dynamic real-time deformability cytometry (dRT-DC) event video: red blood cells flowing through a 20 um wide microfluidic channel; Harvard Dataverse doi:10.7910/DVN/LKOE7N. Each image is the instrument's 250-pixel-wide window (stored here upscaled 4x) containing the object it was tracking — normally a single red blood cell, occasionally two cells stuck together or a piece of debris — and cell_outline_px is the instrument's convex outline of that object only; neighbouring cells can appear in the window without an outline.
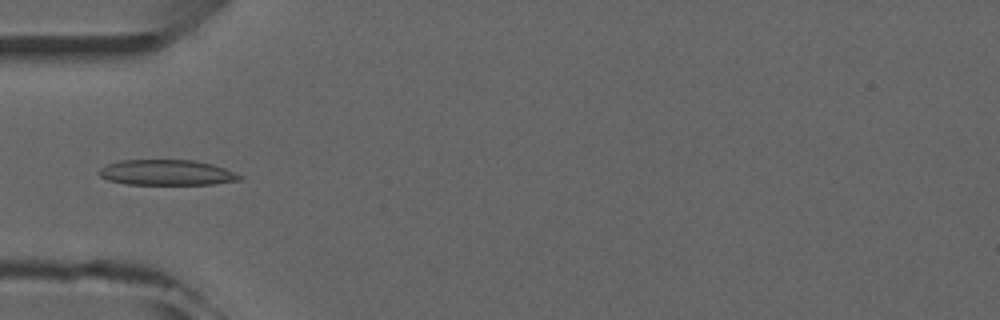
{"species": "common noctule bat (a hibernating species)", "species_latin": "Nyctalus noctula", "temperature_condition": "room temperature", "stored_images_in_passage": 5, "camera_frame_rate_fps": 3000, "um_per_image_px": 0.085, "animal": {"sex": "male", "forearm_length_mm": 52.5}, "frame": {"image": 1, "passage_image": 5, "time_ms": 4.333, "image_size_px": [1000, 320], "cell_outline_px": [[244, 176], [240, 180], [212, 184], [128, 184], [108, 180], [100, 176], [96, 172], [100, 168], [108, 164], [120, 160], [192, 160], [212, 164], [224, 168]], "centroid_in_image_um": [14.16, 14.66], "position_along_channel_um": 70.8, "area_um2": 20.81}}